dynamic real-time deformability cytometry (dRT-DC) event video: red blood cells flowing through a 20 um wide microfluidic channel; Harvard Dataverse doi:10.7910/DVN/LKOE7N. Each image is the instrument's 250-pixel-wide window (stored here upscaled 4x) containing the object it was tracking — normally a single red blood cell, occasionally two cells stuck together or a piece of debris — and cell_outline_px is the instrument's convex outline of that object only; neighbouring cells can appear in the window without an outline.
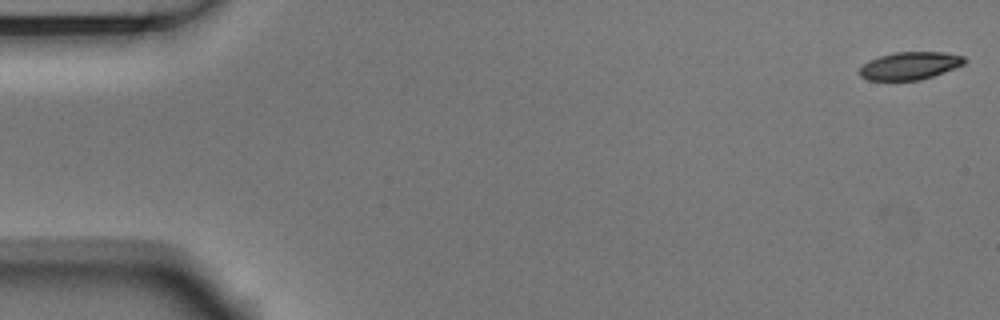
{"species": "Egyptian fruit bat (a non-hibernating species)", "species_latin": "Rousettus aegyptiacus", "temperature_condition": "room temperature", "stored_images_in_passage": 54, "camera_frame_rate_fps": 3000, "um_per_image_px": 0.085, "animal": {"sex": "male"}, "frame": {"image": 1, "passage_image": 1, "time_ms": 0.0, "image_size_px": [1000, 320], "cell_outline_px": [[968, 60], [964, 64], [932, 76], [920, 80], [868, 80], [860, 76], [860, 68], [868, 60], [892, 52], [944, 52], [964, 56]], "centroid_in_image_um": [77.34, 5.58], "position_along_channel_um": 7.7, "area_um2": 16.88}}
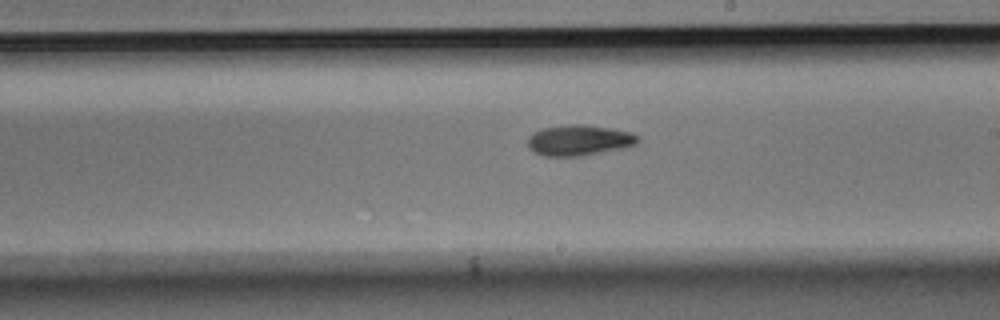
{"frame": {"image": 2, "passage_image": 31, "time_ms": 10.0, "image_size_px": [1000, 320], "cell_outline_px": [[640, 140], [636, 144], [620, 148], [584, 156], [544, 156], [528, 148], [528, 136], [532, 132], [544, 128], [568, 124], [584, 124], [612, 128], [628, 132], [640, 136]], "centroid_in_image_um": [49.21, 11.91], "position_along_channel_um": 239.8, "area_um2": 19.71}}
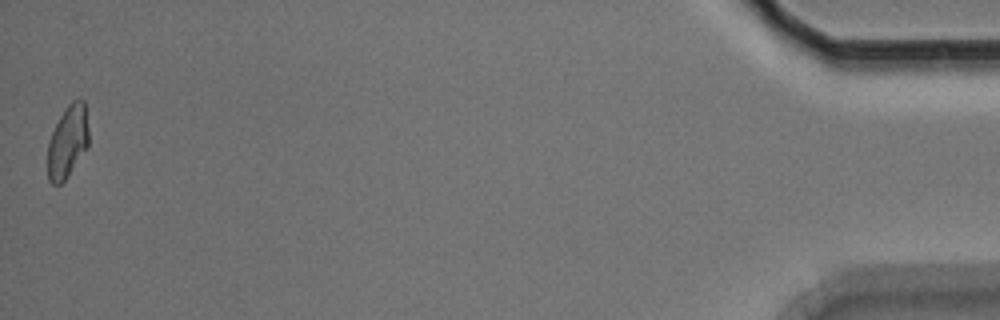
{"frame": {"image": 3, "passage_image": 54, "time_ms": 17.667, "image_size_px": [1000, 320], "cell_outline_px": [[88, 144], [68, 176], [60, 184], [52, 184], [48, 180], [48, 140], [60, 116], [68, 104], [72, 100], [80, 96], [84, 100], [88, 128]], "centroid_in_image_um": [5.74, 12.0], "position_along_channel_um": 429.5, "area_um2": 17.22}, "authors_computed_cell_mechanics": {"area_um2": 18.496, "velocity_mm_per_s": 3.7044, "shape_relaxation_time_tau1_ms": 4.6179, "shape_relaxation_time_tau2_ms": 8.0965, "deformation_change_tau1": 0.1487, "deformation_change_tau2": 0.1532}}